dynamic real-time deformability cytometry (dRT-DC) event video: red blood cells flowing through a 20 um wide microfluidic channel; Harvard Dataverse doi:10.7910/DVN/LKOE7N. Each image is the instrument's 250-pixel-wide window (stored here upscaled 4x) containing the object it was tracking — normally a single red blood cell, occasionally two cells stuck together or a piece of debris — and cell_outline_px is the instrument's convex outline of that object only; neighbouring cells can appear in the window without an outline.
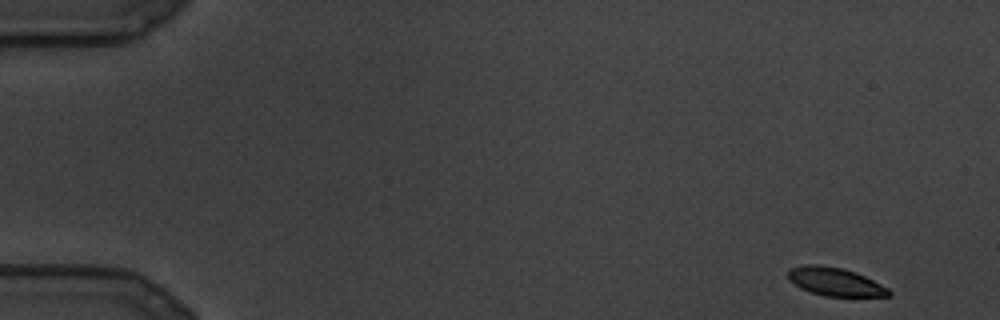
{"species": "common noctule bat (a hibernating species)", "species_latin": "Nyctalus noctula", "temperature_condition": "cold", "stored_images_in_passage": 102, "camera_frame_rate_fps": 3000, "um_per_image_px": 0.085, "animal": {"sex": "male", "body_mass_g": 19.5, "forearm_length_mm": 54.6}, "frame": {"image": 1, "passage_image": 1, "time_ms": 0.0, "image_size_px": [1000, 320], "cell_outline_px": [[892, 292], [888, 296], [824, 296], [800, 288], [788, 280], [788, 268], [804, 264], [816, 264], [840, 268], [856, 272], [888, 288]], "centroid_in_image_um": [70.93, 23.94], "position_along_channel_um": 14.1, "area_um2": 16.53}}
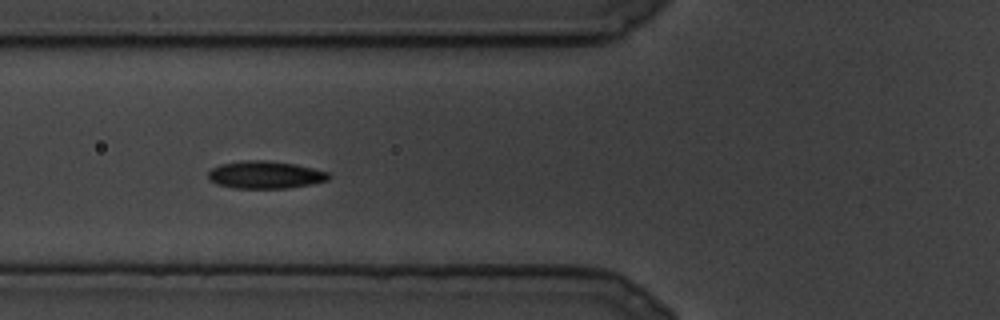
{"frame": {"image": 2, "passage_image": 35, "time_ms": 11.333, "image_size_px": [1000, 320], "cell_outline_px": [[332, 176], [328, 180], [312, 184], [288, 188], [236, 188], [216, 184], [208, 180], [208, 172], [212, 168], [220, 164], [248, 160], [264, 160], [296, 164], [328, 172]], "centroid_in_image_um": [22.55, 14.86], "position_along_channel_um": 103.3, "area_um2": 19.36}}
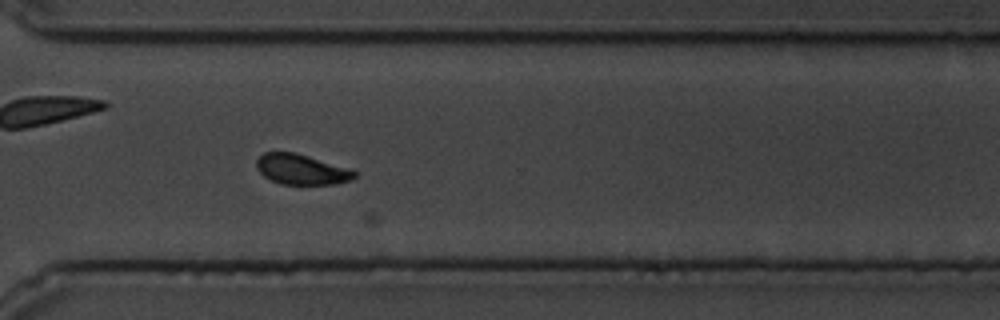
{"frame": {"image": 3, "passage_image": 73, "time_ms": 24.0, "image_size_px": [1000, 320], "cell_outline_px": [[356, 176], [352, 180], [336, 184], [280, 184], [264, 176], [256, 168], [256, 160], [264, 152], [296, 152], [352, 168], [356, 172]], "centroid_in_image_um": [25.67, 14.39], "position_along_channel_um": 344.9, "area_um2": 17.57}}